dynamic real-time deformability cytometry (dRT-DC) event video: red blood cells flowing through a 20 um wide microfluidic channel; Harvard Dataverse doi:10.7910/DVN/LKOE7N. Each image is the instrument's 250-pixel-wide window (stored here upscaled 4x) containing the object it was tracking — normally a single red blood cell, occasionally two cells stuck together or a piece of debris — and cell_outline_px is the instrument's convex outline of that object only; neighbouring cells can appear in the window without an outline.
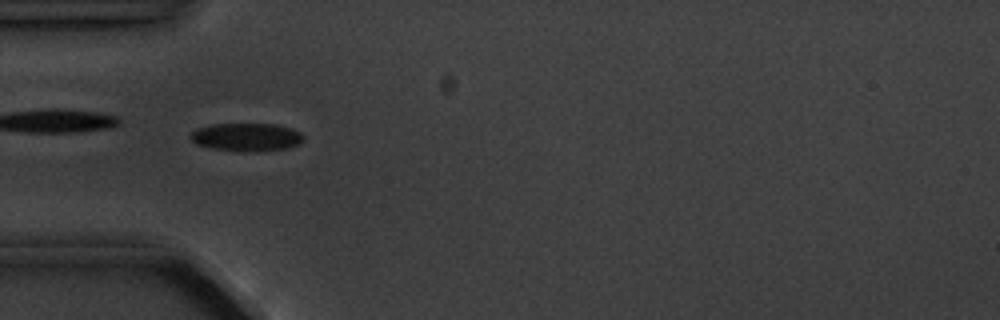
{"species": "common noctule bat (a hibernating species)", "species_latin": "Nyctalus noctula", "temperature_condition": "cold", "stored_images_in_passage": 7, "camera_frame_rate_fps": 3000, "um_per_image_px": 0.085, "animal": {"sex": "male", "body_mass_g": 20.1, "forearm_length_mm": 53.5}, "frame": {"image": 1, "passage_image": 2, "time_ms": 1.0, "image_size_px": [1000, 320], "cell_outline_px": [[304, 140], [300, 144], [288, 148], [212, 148], [196, 144], [188, 136], [196, 128], [212, 124], [272, 124], [292, 128], [300, 132], [304, 136]], "centroid_in_image_um": [20.95, 11.58], "position_along_channel_um": 64.1, "area_um2": 17.46}}